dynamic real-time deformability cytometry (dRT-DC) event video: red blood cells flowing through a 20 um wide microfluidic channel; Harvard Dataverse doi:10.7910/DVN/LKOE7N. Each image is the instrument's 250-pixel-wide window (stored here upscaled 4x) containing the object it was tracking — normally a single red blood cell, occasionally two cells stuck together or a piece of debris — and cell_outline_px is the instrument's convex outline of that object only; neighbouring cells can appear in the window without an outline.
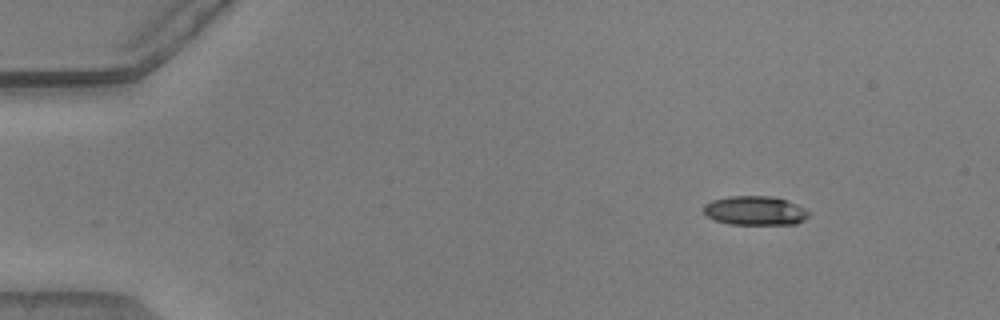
{"species": "common noctule bat (a hibernating species)", "species_latin": "Nyctalus noctula", "temperature_condition": "warm", "stored_images_in_passage": 2, "camera_frame_rate_fps": 3000, "um_per_image_px": 0.085, "animal": {"sex": "male", "body_mass_g": 20.5, "forearm_length_mm": 52.5}, "frame": {"image": 1, "passage_image": 1, "time_ms": 0.0, "image_size_px": [1000, 320], "cell_outline_px": [[812, 212], [804, 220], [796, 224], [728, 224], [716, 220], [708, 216], [704, 212], [704, 204], [712, 200], [728, 196], [776, 196], [808, 208]], "centroid_in_image_um": [64.24, 17.89], "position_along_channel_um": 20.8, "area_um2": 18.09}}